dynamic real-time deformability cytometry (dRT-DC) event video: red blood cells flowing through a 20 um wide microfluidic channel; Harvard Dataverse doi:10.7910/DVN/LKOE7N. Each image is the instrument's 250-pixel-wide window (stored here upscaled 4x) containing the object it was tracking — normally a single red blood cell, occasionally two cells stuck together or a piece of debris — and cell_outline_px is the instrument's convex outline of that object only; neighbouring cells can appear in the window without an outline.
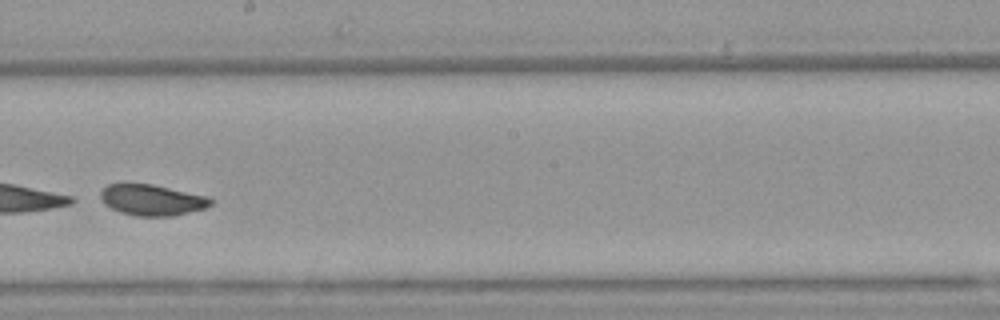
{"species": "Egyptian fruit bat (a non-hibernating species)", "species_latin": "Rousettus aegyptiacus", "temperature_condition": "warm", "stored_images_in_passage": 41, "camera_frame_rate_fps": 3000, "um_per_image_px": 0.085, "animal": {"sex": "female"}, "frame": {"image": 1, "passage_image": 18, "time_ms": 5.667, "image_size_px": [1000, 320], "cell_outline_px": [[216, 200], [212, 204], [204, 208], [172, 216], [136, 216], [120, 212], [104, 204], [100, 196], [100, 192], [108, 184], [152, 184], [208, 196]], "centroid_in_image_um": [12.94, 17.0], "position_along_channel_um": 235.3, "area_um2": 19.83}}